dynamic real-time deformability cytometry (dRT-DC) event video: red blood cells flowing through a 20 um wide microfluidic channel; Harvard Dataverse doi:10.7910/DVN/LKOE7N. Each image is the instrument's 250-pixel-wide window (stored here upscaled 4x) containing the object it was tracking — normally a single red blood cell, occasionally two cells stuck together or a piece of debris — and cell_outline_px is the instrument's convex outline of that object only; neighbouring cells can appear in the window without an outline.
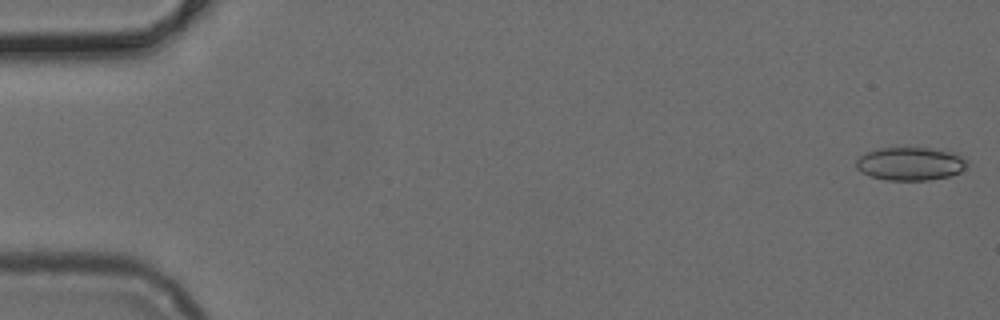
{"species": "common noctule bat (a hibernating species)", "species_latin": "Nyctalus noctula", "temperature_condition": "cold", "stored_images_in_passage": 48, "camera_frame_rate_fps": 3000, "um_per_image_px": 0.085, "animal": {"sex": "female", "body_mass_g": 24.6, "forearm_length_mm": 56.2}, "frame": {"image": 1, "passage_image": 1, "time_ms": 0.0, "image_size_px": [1000, 320], "cell_outline_px": [[968, 164], [960, 172], [948, 176], [928, 180], [884, 180], [860, 172], [856, 168], [856, 160], [864, 152], [880, 148], [928, 148], [956, 152], [968, 160]], "centroid_in_image_um": [77.38, 13.91], "position_along_channel_um": 7.6, "area_um2": 21.62}}
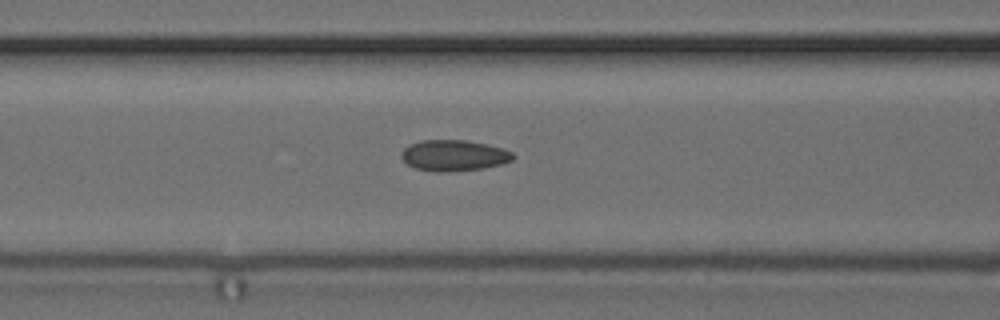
{"frame": {"image": 2, "passage_image": 21, "time_ms": 6.667, "image_size_px": [1000, 320], "cell_outline_px": [[516, 156], [512, 160], [500, 164], [484, 168], [448, 172], [436, 172], [416, 168], [408, 164], [400, 156], [400, 152], [404, 148], [420, 140], [464, 140], [488, 144], [504, 148], [512, 152]], "centroid_in_image_um": [38.6, 13.21], "position_along_channel_um": 128.0, "area_um2": 20.23}}
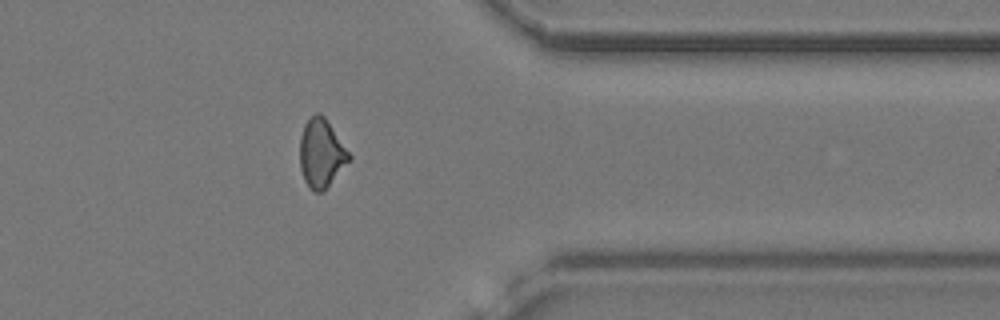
{"frame": {"image": 3, "passage_image": 41, "time_ms": 13.333, "image_size_px": [1000, 320], "cell_outline_px": [[352, 160], [324, 192], [312, 192], [308, 188], [304, 180], [300, 168], [300, 136], [304, 124], [316, 112], [320, 112], [324, 116], [352, 156]], "centroid_in_image_um": [27.33, 13.08], "position_along_channel_um": 384.1, "area_um2": 20.06}}